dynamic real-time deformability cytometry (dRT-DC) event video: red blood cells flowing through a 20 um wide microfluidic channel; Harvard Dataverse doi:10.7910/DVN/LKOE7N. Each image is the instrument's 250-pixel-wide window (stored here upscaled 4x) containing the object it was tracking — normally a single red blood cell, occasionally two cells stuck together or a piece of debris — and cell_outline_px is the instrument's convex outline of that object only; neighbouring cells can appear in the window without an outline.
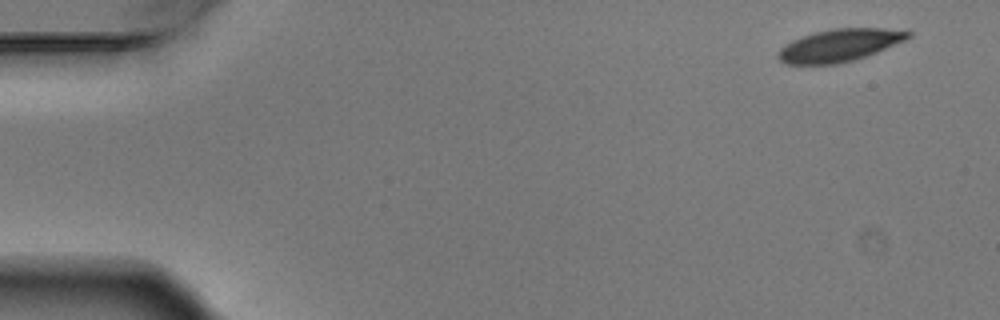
{"species": "Egyptian fruit bat (a non-hibernating species)", "species_latin": "Rousettus aegyptiacus", "temperature_condition": "warm", "stored_images_in_passage": 6, "camera_frame_rate_fps": 3000, "um_per_image_px": 0.085, "animal": {"sex": "male"}, "frame": {"image": 1, "passage_image": 1, "time_ms": 0.0, "image_size_px": [1000, 320], "cell_outline_px": [[912, 36], [908, 40], [876, 52], [852, 60], [836, 64], [788, 64], [780, 60], [776, 56], [776, 52], [784, 44], [792, 40], [812, 32], [832, 28], [908, 28], [912, 32]], "centroid_in_image_um": [71.42, 3.82], "position_along_channel_um": 13.6, "area_um2": 25.09}}
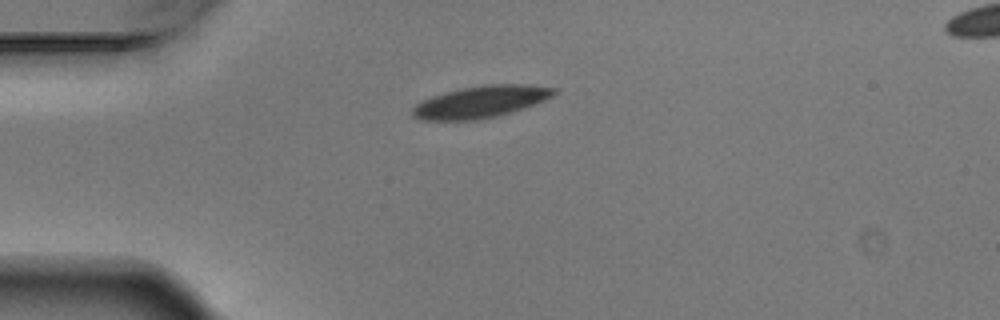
{"frame": {"image": 2, "passage_image": 4, "time_ms": 1.0, "image_size_px": [1000, 320], "cell_outline_px": [[560, 92], [544, 100], [496, 116], [480, 120], [420, 120], [412, 116], [412, 108], [420, 100], [444, 92], [460, 88], [484, 84], [528, 84], [560, 88]], "centroid_in_image_um": [40.85, 8.63], "position_along_channel_um": 44.2, "area_um2": 26.47}}
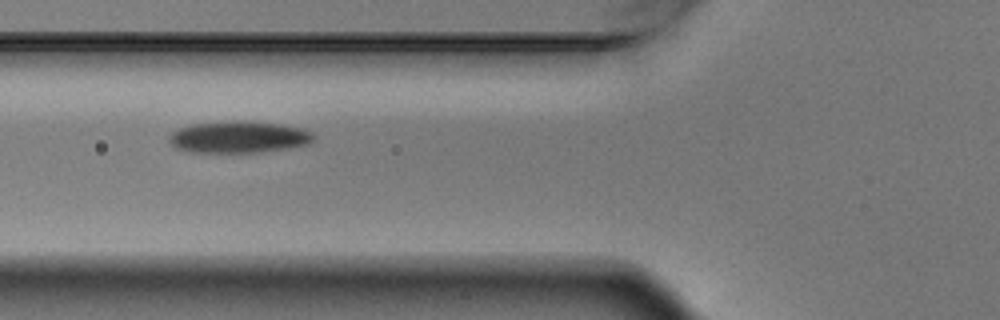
{"frame": {"image": 3, "passage_image": 6, "time_ms": 1.667, "image_size_px": [1000, 320], "cell_outline_px": [[316, 136], [308, 144], [288, 148], [260, 152], [192, 152], [176, 148], [168, 140], [168, 136], [172, 132], [180, 128], [192, 124], [232, 120], [248, 120], [280, 124], [300, 128], [312, 132]], "centroid_in_image_um": [20.29, 11.63], "position_along_channel_um": 105.5, "area_um2": 26.88}}